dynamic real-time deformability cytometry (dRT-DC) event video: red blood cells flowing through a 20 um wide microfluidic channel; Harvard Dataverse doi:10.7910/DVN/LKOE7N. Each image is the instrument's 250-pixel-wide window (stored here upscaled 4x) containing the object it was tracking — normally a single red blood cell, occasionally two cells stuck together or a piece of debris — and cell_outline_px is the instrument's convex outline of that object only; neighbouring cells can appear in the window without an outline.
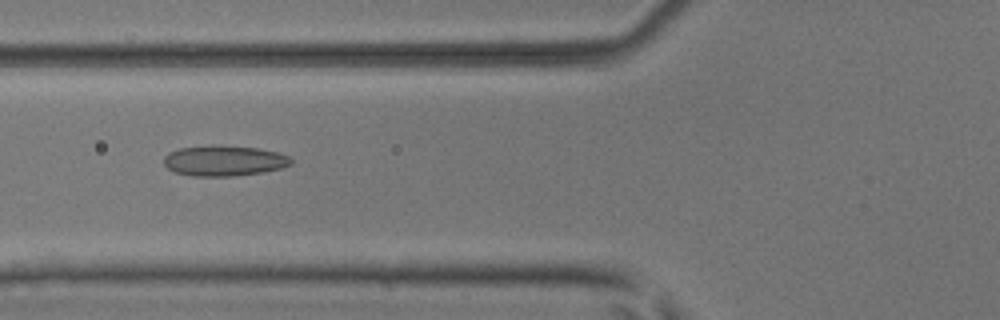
{"species": "common noctule bat (a hibernating species)", "species_latin": "Nyctalus noctula", "temperature_condition": "room temperature", "stored_images_in_passage": 51, "camera_frame_rate_fps": 3000, "um_per_image_px": 0.085, "animal": {"sex": "male", "body_mass_g": 17.9, "forearm_length_mm": 54.2}, "frame": {"image": 1, "passage_image": 20, "time_ms": 6.333, "image_size_px": [1000, 320], "cell_outline_px": [[292, 164], [280, 168], [264, 172], [236, 176], [196, 176], [176, 172], [168, 168], [164, 164], [164, 156], [168, 152], [180, 148], [256, 148], [276, 152], [288, 156], [292, 160]], "centroid_in_image_um": [19.07, 13.71], "position_along_channel_um": 106.7, "area_um2": 21.56}}
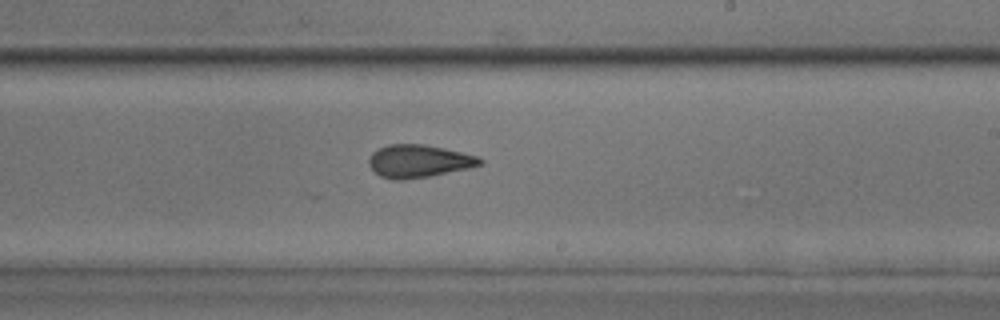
{"frame": {"image": 2, "passage_image": 31, "time_ms": 10.0, "image_size_px": [1000, 320], "cell_outline_px": [[484, 164], [468, 168], [428, 176], [400, 180], [396, 180], [380, 176], [368, 164], [368, 160], [372, 152], [388, 144], [424, 144], [444, 148], [480, 156], [484, 160]], "centroid_in_image_um": [35.62, 13.68], "position_along_channel_um": 253.4, "area_um2": 21.15}}
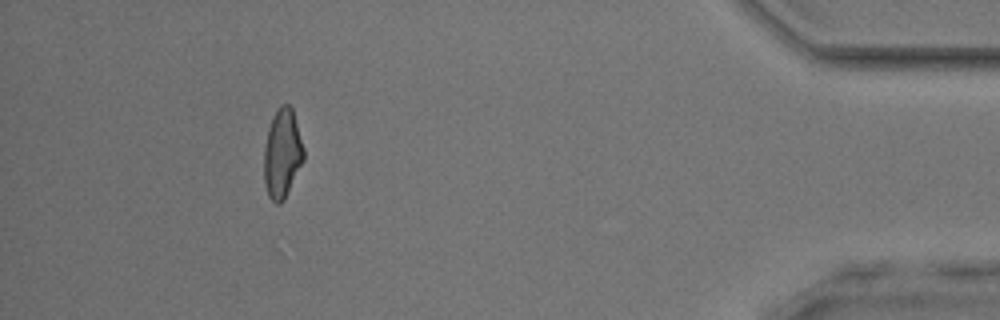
{"frame": {"image": 3, "passage_image": 47, "time_ms": 15.333, "image_size_px": [1000, 320], "cell_outline_px": [[304, 160], [284, 200], [280, 204], [276, 204], [268, 196], [264, 184], [264, 148], [268, 128], [272, 116], [280, 104], [288, 104], [292, 108], [304, 148]], "centroid_in_image_um": [23.98, 13.06], "position_along_channel_um": 411.2, "area_um2": 20.75}, "authors_computed_cell_mechanics": {"area_um2": 21.5016, "velocity_mm_per_s": 4.0145, "shape_relaxation_time_tau1_ms": null, "shape_relaxation_time_tau2_ms": 2.4866, "deformation_change_tau1": null, "deformation_change_tau2": 0.1116}}